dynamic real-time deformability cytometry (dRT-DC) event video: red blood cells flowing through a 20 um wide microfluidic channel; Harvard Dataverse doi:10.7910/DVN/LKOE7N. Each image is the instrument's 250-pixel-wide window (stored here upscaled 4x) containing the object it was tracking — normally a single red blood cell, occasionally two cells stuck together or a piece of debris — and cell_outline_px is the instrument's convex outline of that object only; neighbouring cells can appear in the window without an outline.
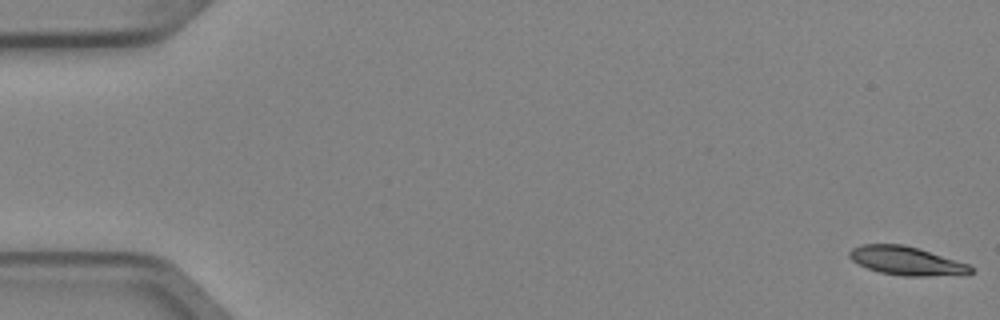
{"species": "Egyptian fruit bat (a non-hibernating species)", "species_latin": "Rousettus aegyptiacus", "temperature_condition": "cold", "stored_images_in_passage": 4, "camera_frame_rate_fps": 3000, "um_per_image_px": 0.085, "animal": {"sex": "female"}, "frame": {"image": 1, "passage_image": 1, "time_ms": 0.0, "image_size_px": [1000, 320], "cell_outline_px": [[972, 272], [968, 276], [904, 276], [880, 272], [868, 268], [852, 260], [848, 256], [848, 252], [852, 248], [860, 244], [904, 244], [920, 248], [968, 264], [972, 268]], "centroid_in_image_um": [77.1, 22.18], "position_along_channel_um": 7.9, "area_um2": 20.52}}
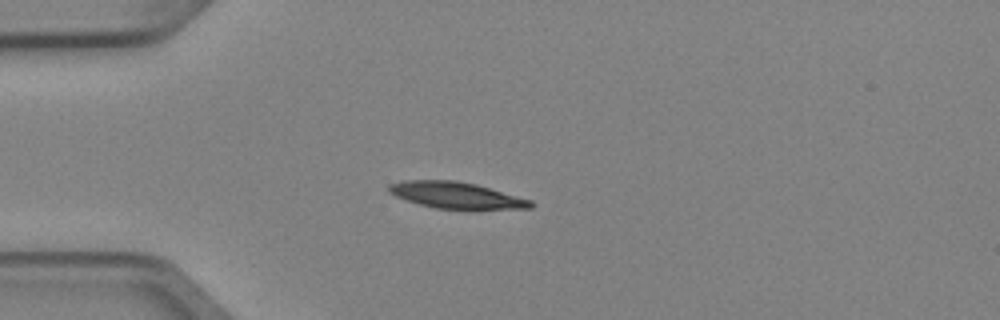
{"frame": {"image": 2, "passage_image": 4, "time_ms": 1.0, "image_size_px": [1000, 320], "cell_outline_px": [[536, 204], [532, 208], [436, 208], [420, 204], [396, 196], [388, 192], [388, 184], [404, 180], [456, 180], [476, 184], [532, 200]], "centroid_in_image_um": [38.76, 16.57], "position_along_channel_um": 46.2, "area_um2": 21.44}}